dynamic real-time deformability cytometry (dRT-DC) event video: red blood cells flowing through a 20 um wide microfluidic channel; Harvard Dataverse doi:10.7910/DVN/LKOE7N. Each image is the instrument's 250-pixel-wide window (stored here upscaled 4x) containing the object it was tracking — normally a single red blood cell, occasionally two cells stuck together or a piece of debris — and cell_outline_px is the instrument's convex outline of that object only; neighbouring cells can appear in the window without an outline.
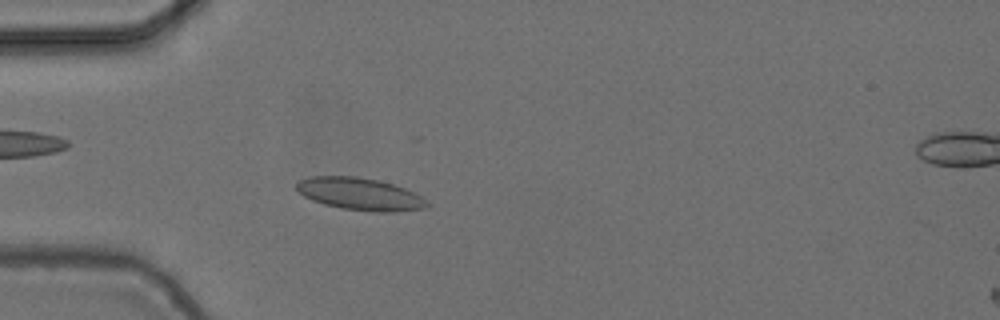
{"species": "common noctule bat (a hibernating species)", "species_latin": "Nyctalus noctula", "temperature_condition": "cold", "stored_images_in_passage": 55, "camera_frame_rate_fps": 3000, "um_per_image_px": 0.085, "animal": {"sex": "female", "body_mass_g": 24.6, "forearm_length_mm": 56.2}, "frame": {"image": 1, "passage_image": 16, "time_ms": 5.0, "image_size_px": [1000, 320], "cell_outline_px": [[432, 204], [424, 208], [396, 212], [372, 212], [340, 208], [324, 204], [312, 200], [304, 196], [296, 188], [296, 184], [300, 180], [312, 176], [356, 176], [376, 180], [392, 184], [404, 188], [420, 196]], "centroid_in_image_um": [30.6, 16.5], "position_along_channel_um": 54.4, "area_um2": 24.51}}
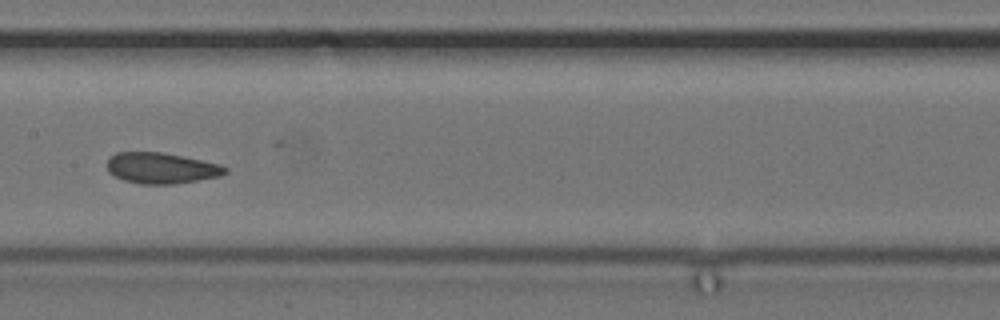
{"frame": {"image": 2, "passage_image": 28, "time_ms": 9.0, "image_size_px": [1000, 320], "cell_outline_px": [[228, 172], [220, 176], [172, 184], [140, 184], [124, 180], [108, 172], [108, 156], [116, 152], [160, 152], [220, 164], [228, 168]], "centroid_in_image_um": [13.69, 14.28], "position_along_channel_um": 193.7, "area_um2": 21.1}}
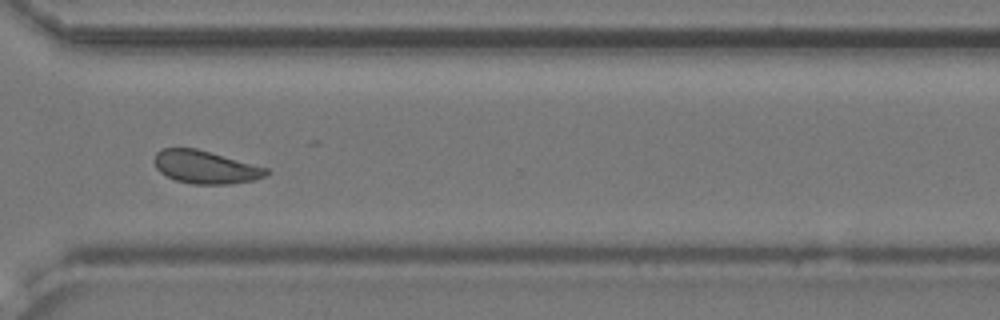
{"frame": {"image": 3, "passage_image": 41, "time_ms": 13.333, "image_size_px": [1000, 320], "cell_outline_px": [[272, 172], [268, 176], [252, 180], [232, 184], [192, 184], [176, 180], [160, 172], [156, 168], [152, 160], [156, 152], [160, 148], [196, 148], [268, 168]], "centroid_in_image_um": [17.46, 14.2], "position_along_channel_um": 353.1, "area_um2": 21.68}, "authors_computed_cell_mechanics": {"area_um2": 21.9062, "velocity_mm_per_s": 3.6819, "shape_relaxation_time_tau1_ms": null, "shape_relaxation_time_tau2_ms": 1.8018, "deformation_change_tau1": null, "deformation_change_tau2": 0.0506}}